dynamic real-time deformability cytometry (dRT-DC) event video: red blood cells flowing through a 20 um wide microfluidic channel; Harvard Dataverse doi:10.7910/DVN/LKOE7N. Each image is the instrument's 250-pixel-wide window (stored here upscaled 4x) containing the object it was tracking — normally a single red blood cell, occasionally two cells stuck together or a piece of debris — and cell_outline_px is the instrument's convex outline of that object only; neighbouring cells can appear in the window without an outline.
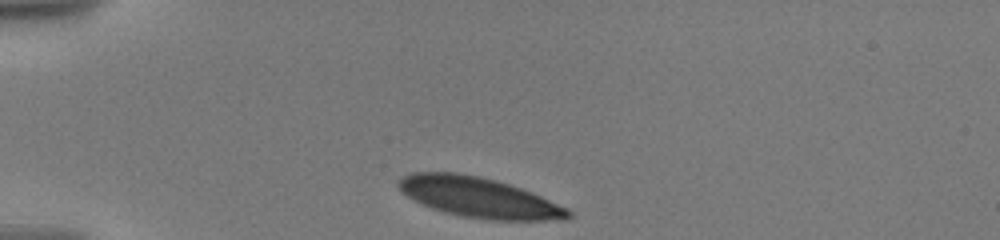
{"species": "human", "species_latin": "Homo sapiens", "temperature_condition": "warm", "stored_images_in_passage": 21, "camera_frame_rate_fps": 3000, "um_per_image_px": 0.085, "donor": {"sex": "male"}, "frame": {"image": 1, "passage_image": 1, "time_ms": 0.0, "image_size_px": [1000, 240], "cell_outline_px": [[572, 216], [568, 220], [488, 220], [460, 216], [444, 212], [432, 208], [408, 196], [396, 184], [404, 176], [412, 172], [456, 172], [480, 176], [496, 180], [532, 192], [568, 208], [572, 212]], "centroid_in_image_um": [40.76, 16.79], "position_along_channel_um": 44.2, "area_um2": 39.65}}
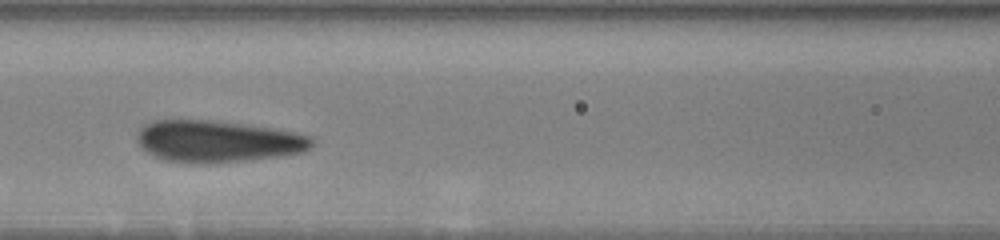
{"frame": {"image": 2, "passage_image": 14, "time_ms": 4.0, "image_size_px": [1000, 240], "cell_outline_px": [[316, 140], [304, 152], [280, 156], [208, 164], [204, 164], [164, 160], [140, 148], [136, 136], [140, 128], [144, 124], [152, 120], [212, 120], [280, 128], [312, 136]], "centroid_in_image_um": [18.53, 12.0], "position_along_channel_um": 148.1, "area_um2": 43.0}}
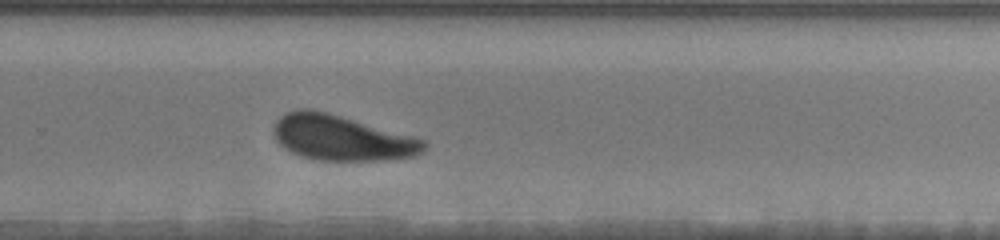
{"frame": {"image": 3, "passage_image": 21, "time_ms": 8.333, "image_size_px": [1000, 240], "cell_outline_px": [[428, 144], [420, 152], [412, 156], [388, 160], [320, 160], [300, 156], [284, 148], [276, 140], [272, 132], [272, 128], [276, 120], [284, 112], [296, 108], [308, 108], [328, 112], [424, 140]], "centroid_in_image_um": [28.94, 11.7], "position_along_channel_um": 300.9, "area_um2": 39.54}}